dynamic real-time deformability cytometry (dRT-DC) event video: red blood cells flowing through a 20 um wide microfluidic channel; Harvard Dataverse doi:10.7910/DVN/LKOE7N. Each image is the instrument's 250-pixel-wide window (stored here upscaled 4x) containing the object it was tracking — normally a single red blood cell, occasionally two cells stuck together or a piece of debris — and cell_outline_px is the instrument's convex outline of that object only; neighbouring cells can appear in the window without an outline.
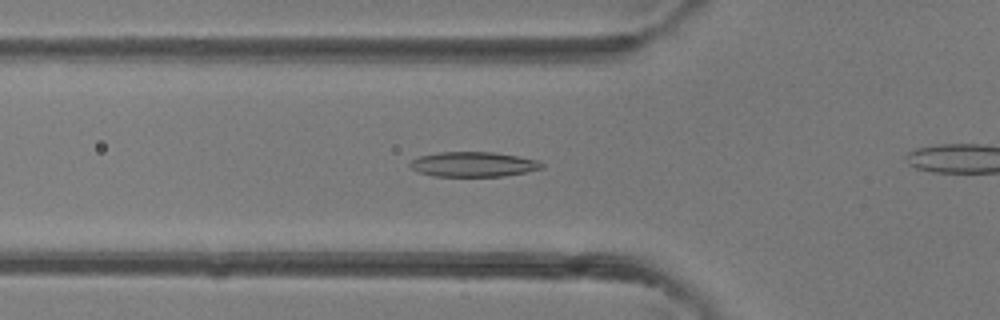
{"species": "common noctule bat (a hibernating species)", "species_latin": "Nyctalus noctula", "temperature_condition": "room temperature", "stored_images_in_passage": 34, "camera_frame_rate_fps": 3000, "um_per_image_px": 0.085, "animal": {"sex": "female"}, "frame": {"image": 1, "passage_image": 15, "time_ms": 4.667, "image_size_px": [1000, 320], "cell_outline_px": [[544, 168], [504, 176], [432, 176], [416, 172], [408, 164], [412, 160], [420, 156], [440, 152], [492, 152], [540, 160], [544, 164]], "centroid_in_image_um": [40.23, 13.97], "position_along_channel_um": 85.6, "area_um2": 19.13}}
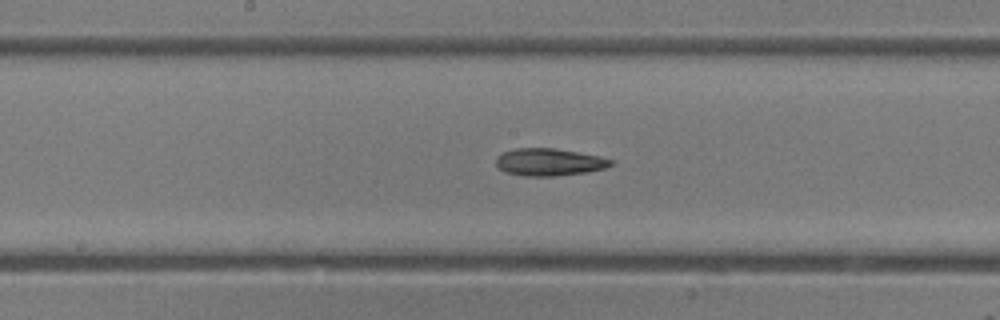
{"frame": {"image": 2, "passage_image": 22, "time_ms": 7.0, "image_size_px": [1000, 320], "cell_outline_px": [[612, 164], [604, 168], [584, 172], [556, 176], [524, 176], [504, 172], [496, 164], [496, 156], [504, 152], [516, 148], [556, 148], [600, 156], [612, 160]], "centroid_in_image_um": [46.64, 13.77], "position_along_channel_um": 201.6, "area_um2": 18.21}}
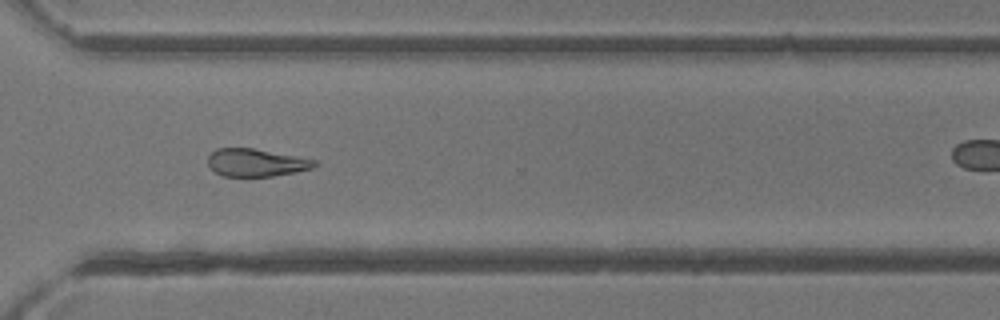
{"frame": {"image": 3, "passage_image": 31, "time_ms": 10.0, "image_size_px": [1000, 320], "cell_outline_px": [[316, 164], [312, 168], [272, 176], [224, 176], [216, 172], [208, 164], [208, 156], [216, 148], [252, 148], [296, 156], [316, 160]], "centroid_in_image_um": [21.73, 13.81], "position_along_channel_um": 348.9, "area_um2": 16.88}}